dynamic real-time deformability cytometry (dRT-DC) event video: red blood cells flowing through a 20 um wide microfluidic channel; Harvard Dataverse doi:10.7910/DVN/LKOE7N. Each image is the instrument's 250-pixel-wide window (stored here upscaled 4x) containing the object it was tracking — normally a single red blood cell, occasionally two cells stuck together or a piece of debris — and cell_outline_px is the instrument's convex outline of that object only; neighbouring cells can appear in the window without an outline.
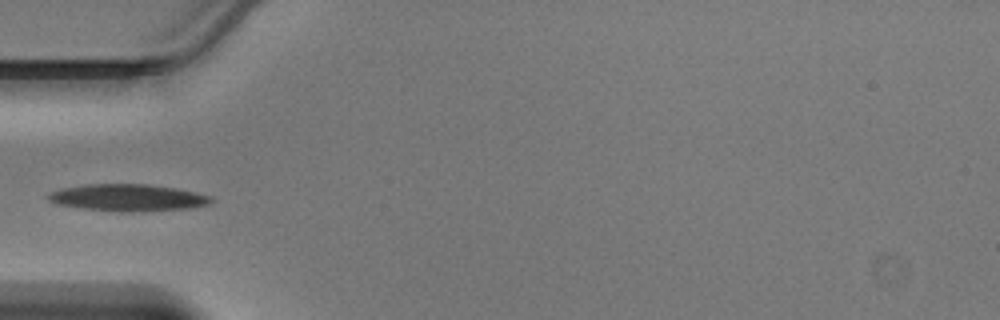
{"species": "Egyptian fruit bat (a non-hibernating species)", "species_latin": "Rousettus aegyptiacus", "temperature_condition": "warm", "stored_images_in_passage": 7, "camera_frame_rate_fps": 3000, "um_per_image_px": 0.085, "animal": {"sex": "male"}, "frame": {"image": 1, "passage_image": 2, "time_ms": 0.333, "image_size_px": [1000, 320], "cell_outline_px": [[212, 200], [208, 204], [188, 208], [128, 212], [120, 212], [84, 208], [60, 204], [48, 200], [48, 196], [52, 192], [64, 188], [84, 184], [148, 184], [176, 188], [196, 192], [212, 196]], "centroid_in_image_um": [10.91, 16.79], "position_along_channel_um": 74.1, "area_um2": 25.2}}